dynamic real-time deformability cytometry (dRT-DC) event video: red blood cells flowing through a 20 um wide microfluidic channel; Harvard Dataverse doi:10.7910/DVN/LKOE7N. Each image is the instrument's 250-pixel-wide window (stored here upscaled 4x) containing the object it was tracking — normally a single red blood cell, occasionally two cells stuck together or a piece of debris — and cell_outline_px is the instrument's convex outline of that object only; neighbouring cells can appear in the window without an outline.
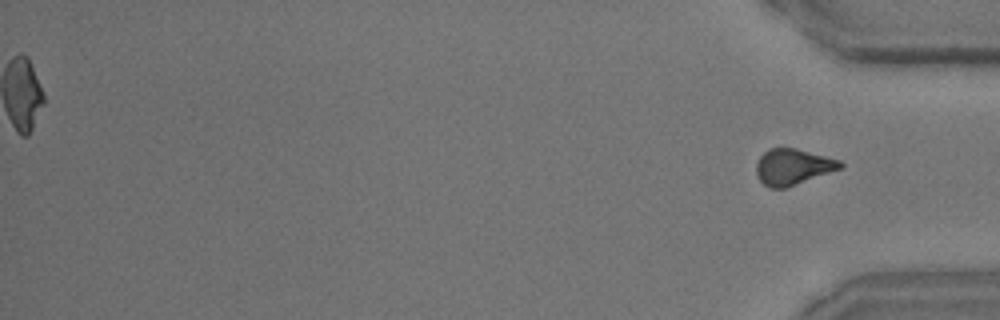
{"species": "common noctule bat (a hibernating species)", "species_latin": "Nyctalus noctula", "temperature_condition": "room temperature", "stored_images_in_passage": 37, "segment_of_instrument_passage": [2, 2], "camera_frame_rate_fps": 3000, "um_per_image_px": 0.085, "animal": {"sex": "male", "body_mass_g": 15.6}, "frame": {"image": 1, "passage_image": 37, "time_ms": 12.0, "image_size_px": [1000, 320], "cell_outline_px": [[844, 164], [840, 168], [788, 188], [768, 188], [760, 180], [756, 172], [756, 164], [760, 156], [768, 148], [796, 148], [840, 160]], "centroid_in_image_um": [67.37, 14.18], "position_along_channel_um": 367.8, "area_um2": 17.57}}